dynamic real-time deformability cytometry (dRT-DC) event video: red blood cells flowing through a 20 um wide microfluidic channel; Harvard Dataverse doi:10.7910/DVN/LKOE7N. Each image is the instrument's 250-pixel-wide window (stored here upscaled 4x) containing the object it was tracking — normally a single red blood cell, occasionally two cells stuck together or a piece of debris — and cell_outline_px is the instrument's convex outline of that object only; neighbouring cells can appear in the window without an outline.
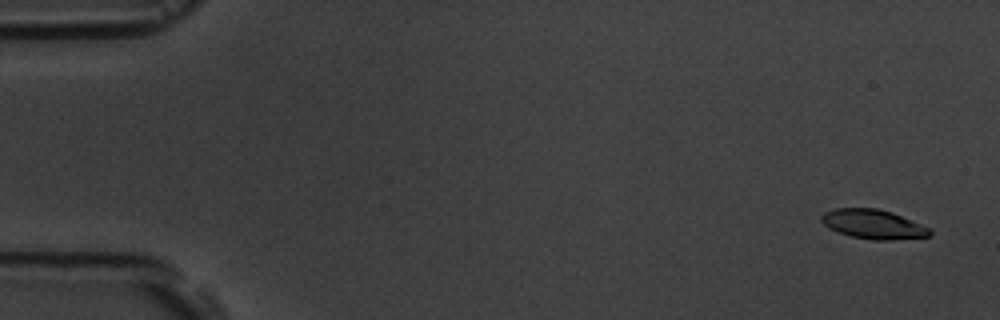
{"species": "common noctule bat (a hibernating species)", "species_latin": "Nyctalus noctula", "temperature_condition": "room temperature", "stored_images_in_passage": 16, "camera_frame_rate_fps": 3000, "um_per_image_px": 0.085, "animal": {"sex": "male", "body_mass_g": 19.5, "forearm_length_mm": 54.6}, "frame": {"image": 1, "passage_image": 1, "time_ms": 0.0, "image_size_px": [1000, 320], "cell_outline_px": [[932, 236], [892, 240], [872, 240], [852, 236], [836, 232], [828, 228], [820, 220], [820, 216], [824, 212], [836, 208], [876, 208], [892, 212], [932, 228]], "centroid_in_image_um": [74.24, 19.06], "position_along_channel_um": 10.8, "area_um2": 18.79}}
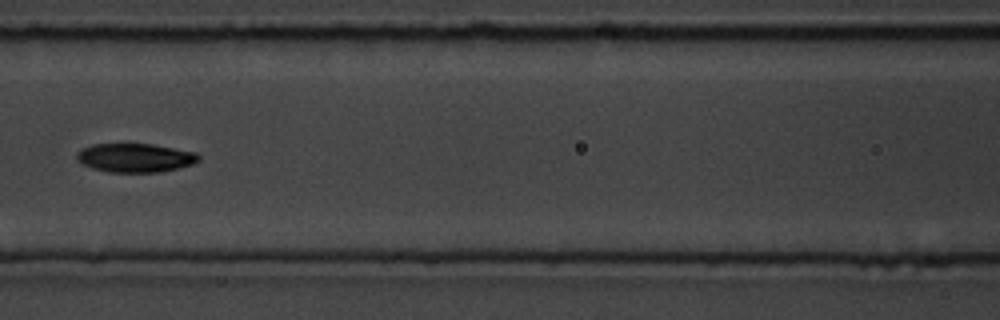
{"frame": {"image": 2, "passage_image": 7, "time_ms": 7.667, "image_size_px": [1000, 320], "cell_outline_px": [[200, 160], [192, 164], [180, 168], [160, 172], [108, 172], [92, 168], [76, 160], [76, 152], [92, 144], [152, 144], [196, 152], [200, 156]], "centroid_in_image_um": [11.5, 13.41], "position_along_channel_um": 155.1, "area_um2": 20.52}}
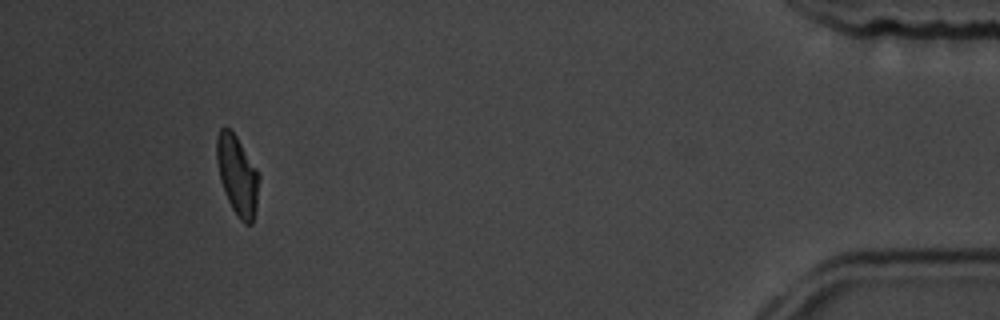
{"frame": {"image": 3, "passage_image": 15, "time_ms": 16.667, "image_size_px": [1000, 320], "cell_outline_px": [[260, 176], [256, 208], [252, 224], [244, 224], [240, 220], [232, 208], [224, 192], [220, 180], [216, 160], [216, 136], [220, 128], [228, 128], [236, 136], [260, 172]], "centroid_in_image_um": [20.18, 14.9], "position_along_channel_um": 415.0, "area_um2": 19.83}, "authors_computed_cell_mechanics": {"area_um2": 19.9988, "velocity_mm_per_s": 3.6317, "shape_relaxation_time_tau1_ms": 3.9579, "shape_relaxation_time_tau2_ms": null, "deformation_change_tau1": 0.1179, "deformation_change_tau2": null}}